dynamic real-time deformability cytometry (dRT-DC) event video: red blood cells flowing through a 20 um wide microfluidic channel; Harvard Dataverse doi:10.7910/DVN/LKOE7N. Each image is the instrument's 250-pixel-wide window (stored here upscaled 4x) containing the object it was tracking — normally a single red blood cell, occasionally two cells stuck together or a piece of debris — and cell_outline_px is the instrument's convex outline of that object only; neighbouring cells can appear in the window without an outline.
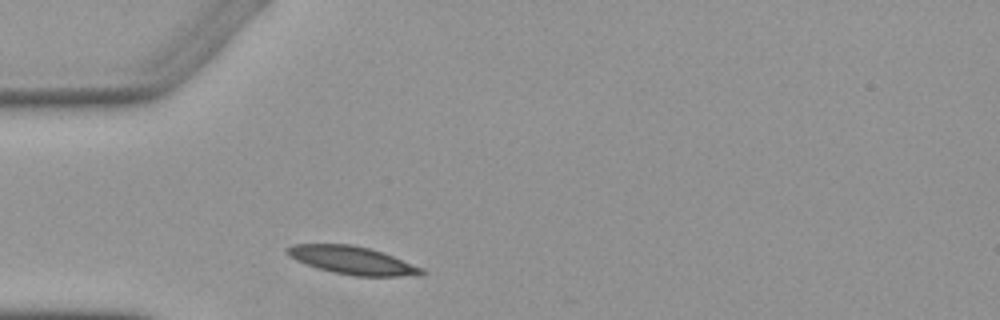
{"species": "Egyptian fruit bat (a non-hibernating species)", "species_latin": "Rousettus aegyptiacus", "temperature_condition": "warm", "stored_images_in_passage": 1, "camera_frame_rate_fps": 3000, "um_per_image_px": 0.085, "animal": {"sex": "female"}, "frame": {"image": 1, "passage_image": 1, "time_ms": 0.0, "image_size_px": [1000, 320], "cell_outline_px": [[428, 272], [424, 276], [352, 276], [332, 272], [316, 268], [296, 260], [288, 256], [284, 252], [284, 248], [292, 244], [352, 244], [384, 252], [424, 268]], "centroid_in_image_um": [29.98, 22.13], "position_along_channel_um": 55.0, "area_um2": 22.43}}